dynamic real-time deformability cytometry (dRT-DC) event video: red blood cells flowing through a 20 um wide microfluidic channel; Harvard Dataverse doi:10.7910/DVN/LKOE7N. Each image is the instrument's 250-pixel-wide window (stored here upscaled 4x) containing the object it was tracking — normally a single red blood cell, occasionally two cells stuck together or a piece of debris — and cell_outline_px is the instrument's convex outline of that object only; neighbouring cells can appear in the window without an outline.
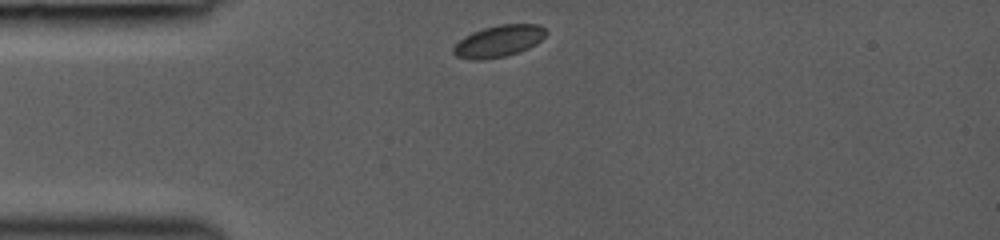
{"species": "common noctule bat (a hibernating species)", "species_latin": "Nyctalus noctula", "temperature_condition": "room temperature", "stored_images_in_passage": 4, "camera_frame_rate_fps": 3000, "um_per_image_px": 0.085, "animal": {"sex": "female", "body_mass_g": 19.0, "forearm_length_mm": 53.3}, "frame": {"image": 1, "passage_image": 1, "time_ms": 0.0, "image_size_px": [1000, 240], "cell_outline_px": [[548, 32], [536, 44], [520, 52], [504, 56], [484, 60], [472, 60], [456, 56], [452, 52], [452, 48], [464, 36], [472, 32], [484, 28], [500, 24], [540, 24]], "centroid_in_image_um": [42.38, 3.5], "position_along_channel_um": 42.6, "area_um2": 17.17}}
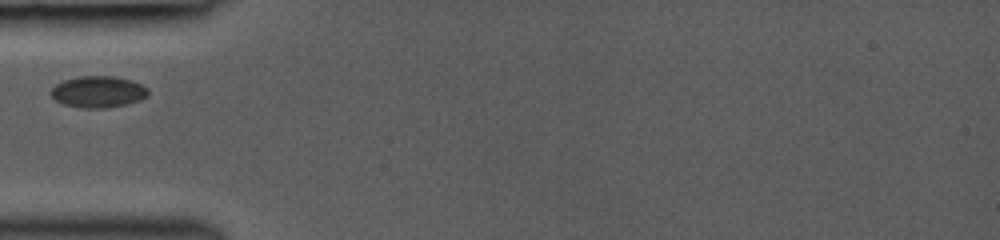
{"frame": {"image": 2, "passage_image": 2, "time_ms": 1.333, "image_size_px": [1000, 240], "cell_outline_px": [[148, 96], [140, 100], [128, 104], [108, 108], [84, 108], [64, 104], [56, 100], [52, 96], [52, 88], [56, 84], [64, 80], [80, 76], [116, 76], [132, 80], [148, 88]], "centroid_in_image_um": [8.39, 7.8], "position_along_channel_um": 76.6, "area_um2": 17.86}}
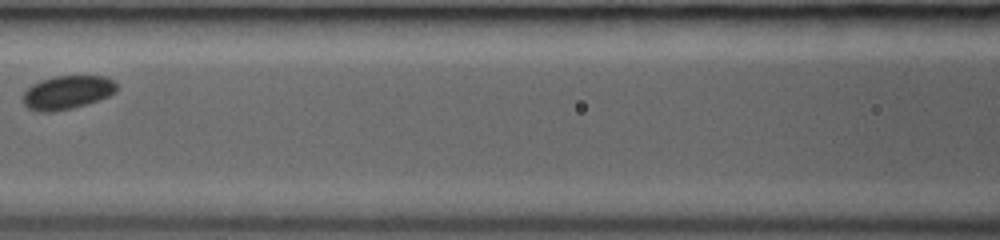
{"frame": {"image": 3, "passage_image": 4, "time_ms": 3.333, "image_size_px": [1000, 240], "cell_outline_px": [[116, 92], [108, 96], [72, 108], [52, 112], [40, 112], [28, 108], [24, 104], [24, 92], [32, 84], [40, 80], [56, 76], [104, 76], [116, 80]], "centroid_in_image_um": [5.72, 7.84], "position_along_channel_um": 160.9, "area_um2": 18.21}}